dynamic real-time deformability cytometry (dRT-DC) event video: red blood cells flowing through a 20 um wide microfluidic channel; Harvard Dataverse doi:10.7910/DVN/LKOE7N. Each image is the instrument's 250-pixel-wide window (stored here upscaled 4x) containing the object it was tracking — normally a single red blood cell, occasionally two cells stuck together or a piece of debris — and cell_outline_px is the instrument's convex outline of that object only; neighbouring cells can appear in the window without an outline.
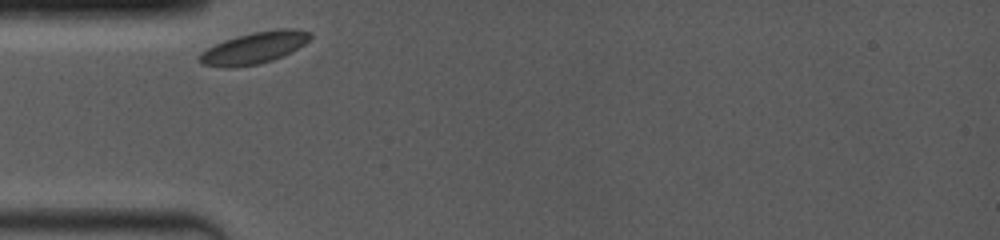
{"species": "common noctule bat (a hibernating species)", "species_latin": "Nyctalus noctula", "temperature_condition": "room temperature", "stored_images_in_passage": 18, "camera_frame_rate_fps": 4000, "um_per_image_px": 0.085, "animal": {"sex": "female", "body_mass_g": 19.0, "forearm_length_mm": 53.3}, "frame": {"image": 1, "passage_image": 1, "time_ms": 0.0, "image_size_px": [1000, 240], "cell_outline_px": [[312, 36], [304, 44], [284, 56], [272, 60], [256, 64], [232, 68], [224, 68], [204, 64], [196, 60], [200, 52], [216, 44], [236, 36], [252, 32], [280, 28], [296, 28], [312, 32]], "centroid_in_image_um": [21.61, 4.06], "position_along_channel_um": 63.4, "area_um2": 20.58}}
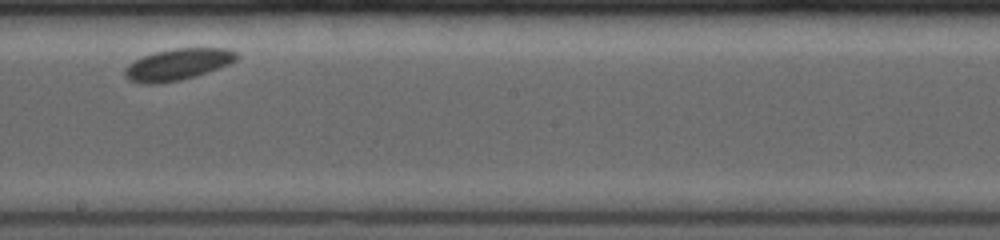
{"frame": {"image": 2, "passage_image": 11, "time_ms": 4.75, "image_size_px": [1000, 240], "cell_outline_px": [[240, 56], [236, 60], [228, 64], [208, 72], [196, 76], [180, 80], [160, 84], [144, 84], [132, 80], [124, 76], [124, 68], [128, 64], [152, 52], [172, 48], [228, 48], [236, 52]], "centroid_in_image_um": [15.11, 5.47], "position_along_channel_um": 233.1, "area_um2": 20.63}}
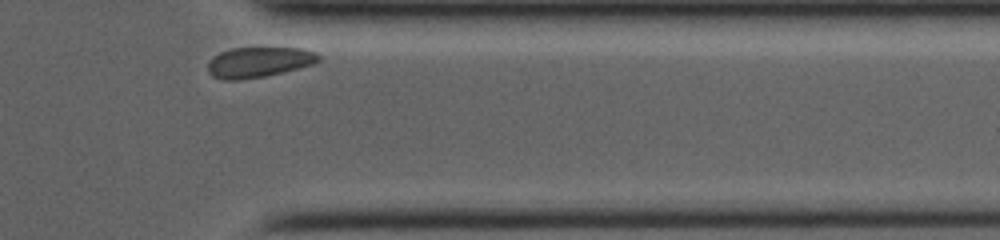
{"frame": {"image": 3, "passage_image": 18, "time_ms": 9.0, "image_size_px": [1000, 240], "cell_outline_px": [[320, 60], [312, 64], [264, 76], [236, 80], [224, 80], [212, 76], [208, 72], [208, 60], [220, 52], [232, 48], [300, 48], [316, 52], [320, 56]], "centroid_in_image_um": [21.95, 5.27], "position_along_channel_um": 389.4, "area_um2": 19.36}, "authors_computed_cell_mechanics": {"area_um2": 20.1144, "velocity_mm_per_s": 3.6079, "shape_relaxation_time_tau1_ms": null, "shape_relaxation_time_tau2_ms": 2.3364, "deformation_change_tau1": null, "deformation_change_tau2": 0.0236}}